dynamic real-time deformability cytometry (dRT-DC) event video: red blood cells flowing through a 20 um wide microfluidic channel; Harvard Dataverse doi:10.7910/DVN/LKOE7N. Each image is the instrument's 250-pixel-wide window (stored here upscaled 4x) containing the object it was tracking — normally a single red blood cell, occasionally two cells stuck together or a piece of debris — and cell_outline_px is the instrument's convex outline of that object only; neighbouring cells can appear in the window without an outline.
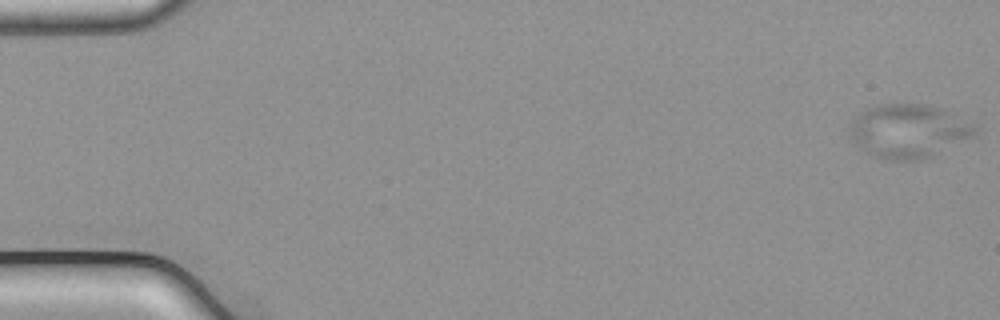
{"species": "common noctule bat (a hibernating species)", "species_latin": "Nyctalus noctula", "temperature_condition": "cold", "stored_images_in_passage": 54, "camera_frame_rate_fps": 3000, "um_per_image_px": 0.085, "animal": {"sex": "male", "body_mass_g": 21.5, "forearm_length_mm": 52.0}, "frame": {"image": 1, "passage_image": 1, "time_ms": 0.0, "image_size_px": [1000, 320], "cell_outline_px": [[980, 128], [976, 136], [920, 160], [884, 160], [868, 152], [852, 140], [848, 136], [848, 124], [860, 112], [868, 108], [880, 104], [924, 104], [944, 108], [980, 124]], "centroid_in_image_um": [77.3, 11.11], "position_along_channel_um": 7.7, "area_um2": 39.88}}
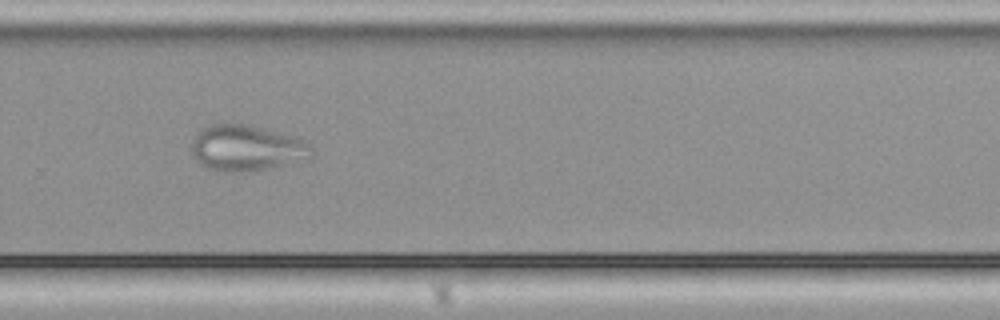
{"frame": {"image": 2, "passage_image": 37, "time_ms": 12.0, "image_size_px": [1000, 320], "cell_outline_px": [[312, 156], [284, 164], [268, 168], [248, 172], [220, 172], [204, 168], [200, 164], [188, 148], [196, 132], [200, 128], [212, 124], [248, 124], [304, 140], [312, 148]], "centroid_in_image_um": [20.84, 12.59], "position_along_channel_um": 309.0, "area_um2": 32.14}}
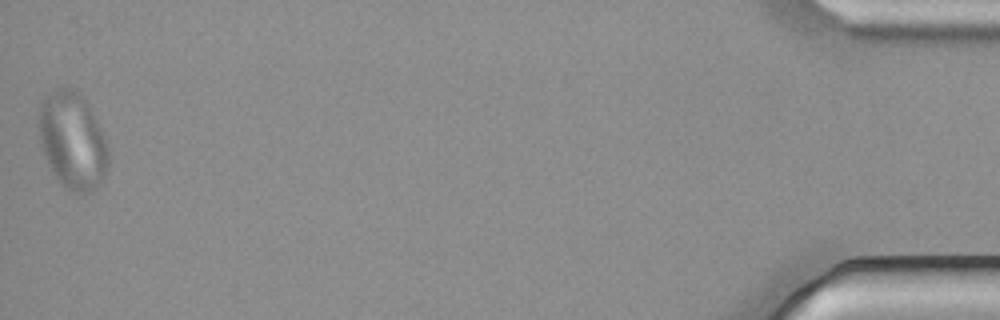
{"frame": {"image": 3, "passage_image": 54, "time_ms": 17.667, "image_size_px": [1000, 320], "cell_outline_px": [[108, 172], [104, 180], [96, 188], [88, 192], [72, 192], [64, 188], [60, 184], [52, 172], [48, 164], [40, 140], [40, 104], [44, 96], [56, 88], [72, 88], [80, 92], [88, 104], [104, 136], [108, 148]], "centroid_in_image_um": [6.19, 11.97], "position_along_channel_um": 429.0, "area_um2": 39.3}}